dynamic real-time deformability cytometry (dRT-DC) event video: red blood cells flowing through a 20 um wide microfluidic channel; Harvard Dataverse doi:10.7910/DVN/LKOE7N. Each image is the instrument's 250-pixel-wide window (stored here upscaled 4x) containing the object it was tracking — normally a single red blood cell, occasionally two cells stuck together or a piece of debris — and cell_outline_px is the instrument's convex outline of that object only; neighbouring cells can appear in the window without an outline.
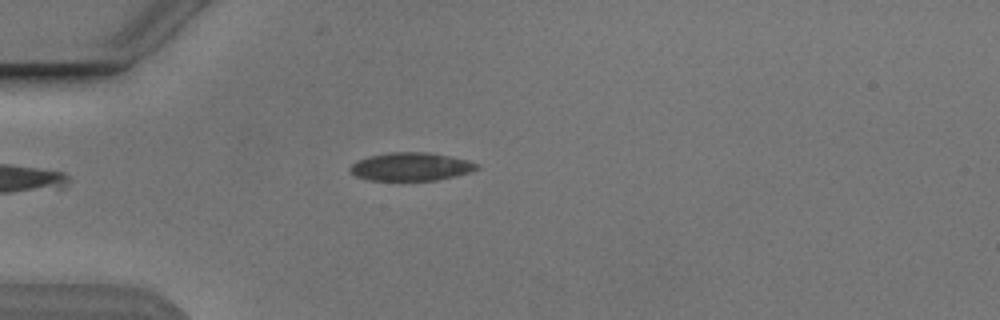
{"species": "Egyptian fruit bat (a non-hibernating species)", "species_latin": "Rousettus aegyptiacus", "temperature_condition": "cold", "stored_images_in_passage": 3, "camera_frame_rate_fps": 3000, "um_per_image_px": 0.085, "animal": {"sex": "male"}, "frame": {"image": 1, "passage_image": 2, "time_ms": 2.0, "image_size_px": [1000, 320], "cell_outline_px": [[480, 168], [472, 172], [456, 176], [436, 180], [368, 180], [356, 176], [348, 168], [356, 160], [368, 156], [392, 152], [428, 152], [468, 160], [480, 164]], "centroid_in_image_um": [34.95, 14.16], "position_along_channel_um": 50.0, "area_um2": 20.92}}